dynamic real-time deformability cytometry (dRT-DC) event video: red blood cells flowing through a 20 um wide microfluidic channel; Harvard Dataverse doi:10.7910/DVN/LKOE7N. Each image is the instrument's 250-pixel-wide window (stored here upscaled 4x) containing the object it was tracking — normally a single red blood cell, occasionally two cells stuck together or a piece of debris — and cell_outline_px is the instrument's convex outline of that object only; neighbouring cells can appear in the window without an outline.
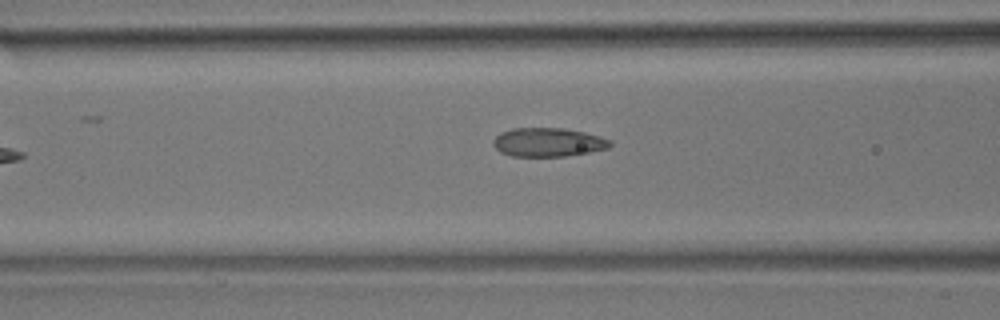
{"species": "common noctule bat (a hibernating species)", "species_latin": "Nyctalus noctula", "temperature_condition": "room temperature", "stored_images_in_passage": 7, "camera_frame_rate_fps": 3000, "um_per_image_px": 0.085, "animal": {"sex": "male", "body_mass_g": 17.9}, "frame": {"image": 1, "passage_image": 7, "time_ms": 2.0, "image_size_px": [1000, 320], "cell_outline_px": [[612, 144], [608, 148], [588, 152], [564, 156], [512, 156], [500, 152], [492, 144], [492, 140], [500, 132], [512, 128], [564, 128], [584, 132], [600, 136], [612, 140]], "centroid_in_image_um": [46.57, 12.08], "position_along_channel_um": 120.0, "area_um2": 19.65}}